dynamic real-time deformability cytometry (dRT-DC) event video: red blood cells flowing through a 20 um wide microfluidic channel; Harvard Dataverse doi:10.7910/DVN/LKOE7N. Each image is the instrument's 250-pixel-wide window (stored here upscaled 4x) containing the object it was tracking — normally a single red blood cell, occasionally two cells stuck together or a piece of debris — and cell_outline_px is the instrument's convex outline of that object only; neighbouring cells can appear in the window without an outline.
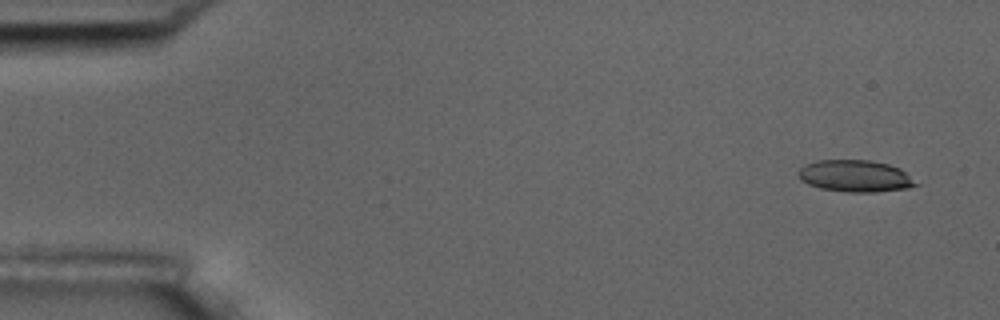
{"species": "common noctule bat (a hibernating species)", "species_latin": "Nyctalus noctula", "temperature_condition": "room temperature", "stored_images_in_passage": 4, "camera_frame_rate_fps": 3000, "um_per_image_px": 0.085, "animal": {"sex": "male", "body_mass_g": 17.5, "forearm_length_mm": 52.3}, "frame": {"image": 1, "passage_image": 1, "time_ms": 0.0, "image_size_px": [1000, 320], "cell_outline_px": [[920, 184], [908, 188], [876, 192], [848, 192], [820, 188], [808, 184], [800, 180], [800, 168], [804, 164], [816, 160], [872, 160], [888, 164], [900, 168]], "centroid_in_image_um": [72.71, 14.96], "position_along_channel_um": 12.3, "area_um2": 21.85}}
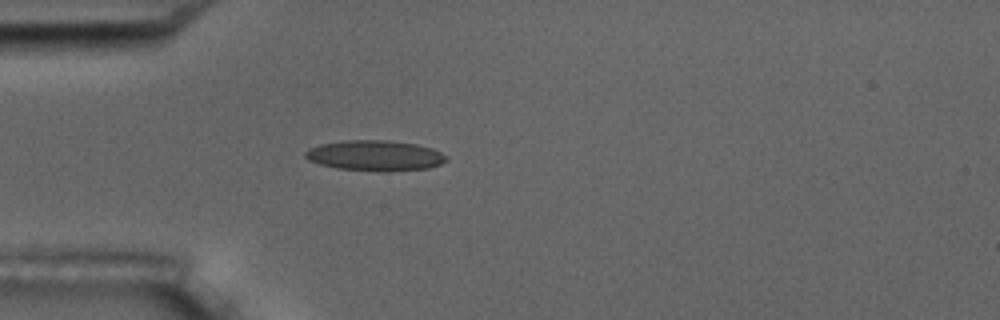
{"frame": {"image": 2, "passage_image": 4, "time_ms": 4.333, "image_size_px": [1000, 320], "cell_outline_px": [[448, 160], [440, 164], [428, 168], [384, 172], [336, 168], [320, 164], [308, 160], [304, 156], [304, 152], [308, 148], [320, 144], [344, 140], [388, 140], [416, 144], [432, 148], [448, 156]], "centroid_in_image_um": [31.87, 13.22], "position_along_channel_um": 53.1, "area_um2": 25.26}}